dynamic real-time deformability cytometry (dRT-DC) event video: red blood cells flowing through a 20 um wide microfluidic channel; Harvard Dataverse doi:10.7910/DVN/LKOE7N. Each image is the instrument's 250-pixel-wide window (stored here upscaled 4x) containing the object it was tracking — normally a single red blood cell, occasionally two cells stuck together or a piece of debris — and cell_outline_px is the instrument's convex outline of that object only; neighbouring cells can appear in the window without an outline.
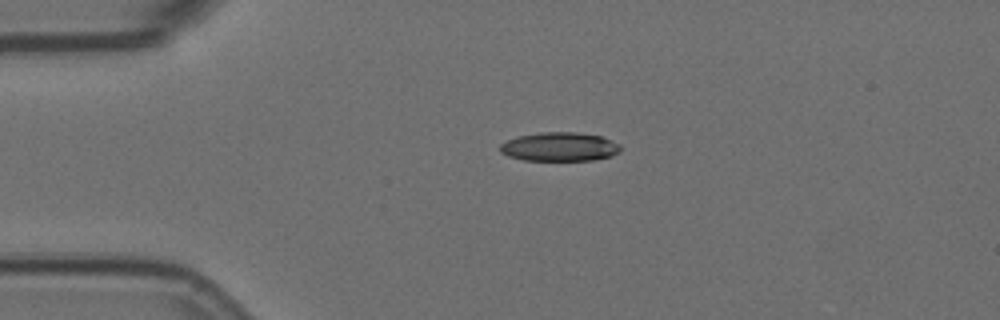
{"species": "Egyptian fruit bat (a non-hibernating species)", "species_latin": "Rousettus aegyptiacus", "temperature_condition": "room temperature", "stored_images_in_passage": 2, "camera_frame_rate_fps": 3000, "um_per_image_px": 0.085, "animal": {"sex": "female"}, "frame": {"image": 1, "passage_image": 1, "time_ms": 0.0, "image_size_px": [1000, 320], "cell_outline_px": [[624, 148], [620, 152], [612, 156], [592, 160], [524, 160], [508, 156], [500, 152], [500, 144], [516, 136], [540, 132], [576, 132], [600, 136], [612, 140], [620, 144]], "centroid_in_image_um": [47.59, 12.47], "position_along_channel_um": 37.4, "area_um2": 20.46}}